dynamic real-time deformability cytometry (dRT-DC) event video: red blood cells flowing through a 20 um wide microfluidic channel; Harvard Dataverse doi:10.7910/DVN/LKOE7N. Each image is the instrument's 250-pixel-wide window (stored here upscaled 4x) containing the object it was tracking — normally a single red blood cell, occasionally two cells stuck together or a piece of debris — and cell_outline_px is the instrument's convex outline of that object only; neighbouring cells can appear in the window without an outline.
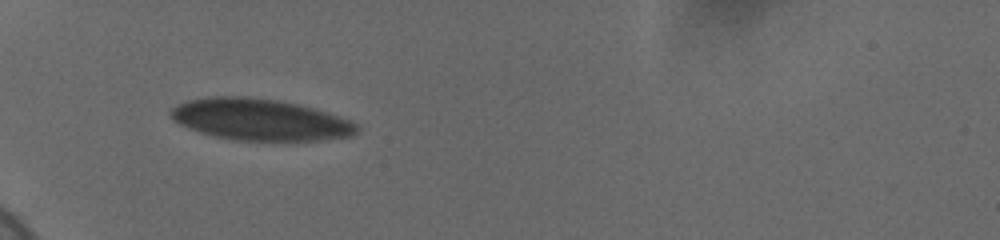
{"species": "human", "species_latin": "Homo sapiens", "temperature_condition": "cold", "stored_images_in_passage": 38, "camera_frame_rate_fps": 3000, "um_per_image_px": 0.085, "donor": {"sex": "female"}, "frame": {"image": 1, "passage_image": 1, "time_ms": 0.0, "image_size_px": [1000, 240], "cell_outline_px": [[360, 128], [352, 136], [320, 140], [232, 140], [200, 132], [180, 124], [172, 120], [172, 108], [188, 100], [208, 96], [248, 96], [280, 100], [312, 108], [348, 120], [356, 124]], "centroid_in_image_um": [22.08, 10.16], "position_along_channel_um": 62.9, "area_um2": 44.56}}
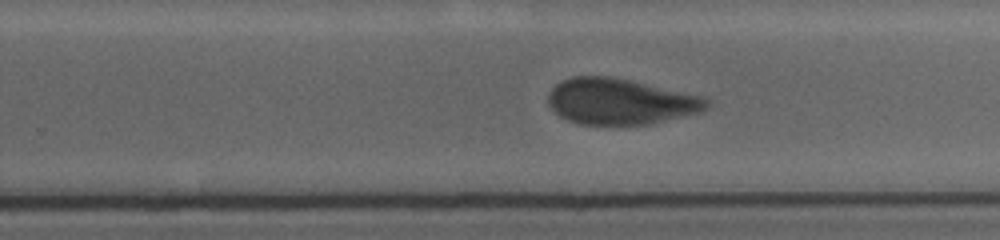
{"frame": {"image": 2, "passage_image": 20, "time_ms": 6.333, "image_size_px": [1000, 240], "cell_outline_px": [[712, 104], [708, 108], [700, 112], [648, 124], [580, 124], [568, 120], [560, 116], [548, 104], [548, 96], [552, 88], [556, 84], [572, 76], [608, 76], [628, 80], [704, 96], [712, 100]], "centroid_in_image_um": [52.76, 8.62], "position_along_channel_um": 277.0, "area_um2": 42.19}}
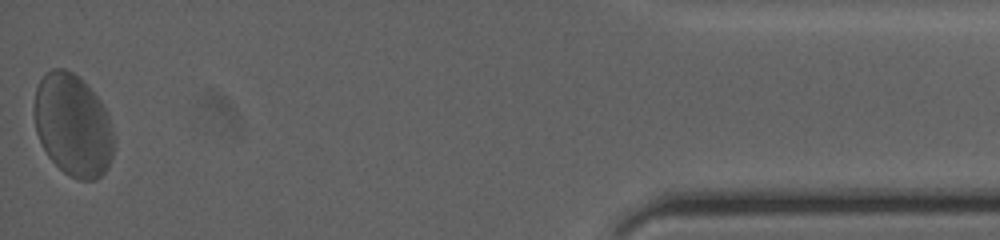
{"frame": {"image": 3, "passage_image": 38, "time_ms": 12.333, "image_size_px": [1000, 240], "cell_outline_px": [[116, 140], [112, 156], [104, 172], [96, 180], [80, 180], [64, 172], [48, 156], [36, 132], [32, 112], [36, 88], [40, 80], [52, 68], [64, 68], [72, 72], [100, 100], [108, 112], [112, 124]], "centroid_in_image_um": [6.2, 10.65], "position_along_channel_um": 429.0, "area_um2": 47.63}, "authors_computed_cell_mechanics": {"area_um2": 44.3615, "velocity_mm_per_s": 3.6261, "shape_relaxation_time_tau1_ms": 5.9479, "shape_relaxation_time_tau2_ms": null, "deformation_change_tau1": 0.1318, "deformation_change_tau2": null}}